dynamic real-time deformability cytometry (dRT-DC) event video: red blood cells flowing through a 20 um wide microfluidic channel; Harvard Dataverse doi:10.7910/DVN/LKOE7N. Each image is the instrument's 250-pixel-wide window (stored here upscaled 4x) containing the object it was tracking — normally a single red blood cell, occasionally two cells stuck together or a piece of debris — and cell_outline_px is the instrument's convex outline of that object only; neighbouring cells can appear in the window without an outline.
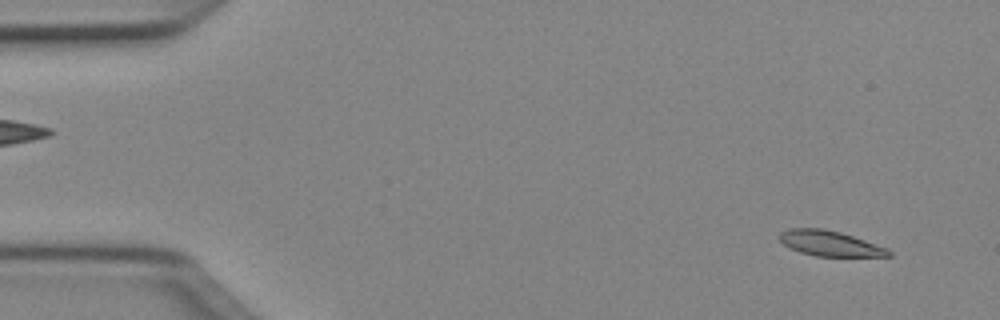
{"species": "Egyptian fruit bat (a non-hibernating species)", "species_latin": "Rousettus aegyptiacus", "temperature_condition": "cold", "stored_images_in_passage": 50, "camera_frame_rate_fps": 3000, "um_per_image_px": 0.085, "animal": {"sex": "female"}, "frame": {"image": 1, "passage_image": 3, "time_ms": 0.667, "image_size_px": [1000, 320], "cell_outline_px": [[892, 256], [816, 256], [800, 252], [784, 244], [776, 236], [780, 232], [788, 228], [824, 228], [840, 232], [888, 248], [892, 252]], "centroid_in_image_um": [70.52, 20.68], "position_along_channel_um": 14.5, "area_um2": 16.07}}
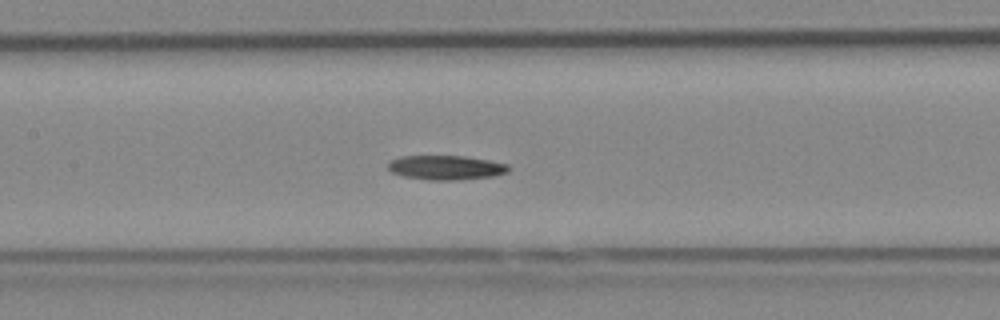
{"frame": {"image": 2, "passage_image": 23, "time_ms": 7.333, "image_size_px": [1000, 320], "cell_outline_px": [[512, 168], [508, 172], [496, 176], [456, 180], [428, 180], [404, 176], [392, 172], [388, 168], [388, 160], [400, 156], [464, 156], [488, 160], [508, 164]], "centroid_in_image_um": [37.93, 14.24], "position_along_channel_um": 169.5, "area_um2": 17.28}}
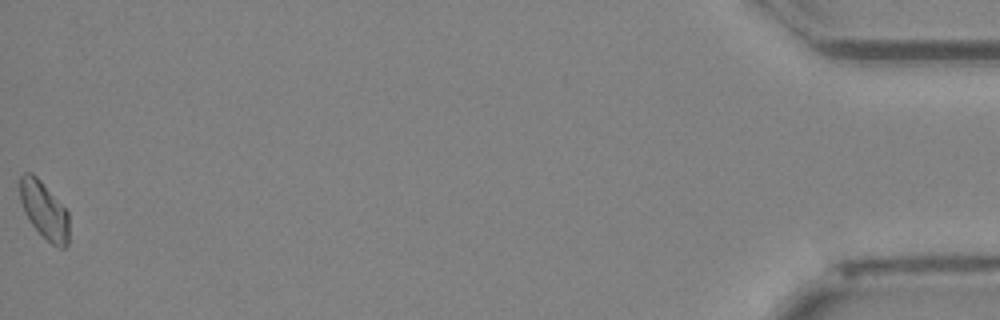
{"frame": {"image": 3, "passage_image": 50, "time_ms": 16.333, "image_size_px": [1000, 320], "cell_outline_px": [[68, 244], [64, 248], [60, 248], [52, 244], [32, 224], [24, 212], [20, 200], [20, 176], [24, 172], [32, 172], [40, 180], [68, 212]], "centroid_in_image_um": [3.74, 17.86], "position_along_channel_um": 431.5, "area_um2": 16.07}, "authors_computed_cell_mechanics": {"area_um2": 16.9643, "velocity_mm_per_s": 4.0059, "shape_relaxation_time_tau1_ms": 6.3324, "shape_relaxation_time_tau2_ms": null, "deformation_change_tau1": 0.1611, "deformation_change_tau2": null}}